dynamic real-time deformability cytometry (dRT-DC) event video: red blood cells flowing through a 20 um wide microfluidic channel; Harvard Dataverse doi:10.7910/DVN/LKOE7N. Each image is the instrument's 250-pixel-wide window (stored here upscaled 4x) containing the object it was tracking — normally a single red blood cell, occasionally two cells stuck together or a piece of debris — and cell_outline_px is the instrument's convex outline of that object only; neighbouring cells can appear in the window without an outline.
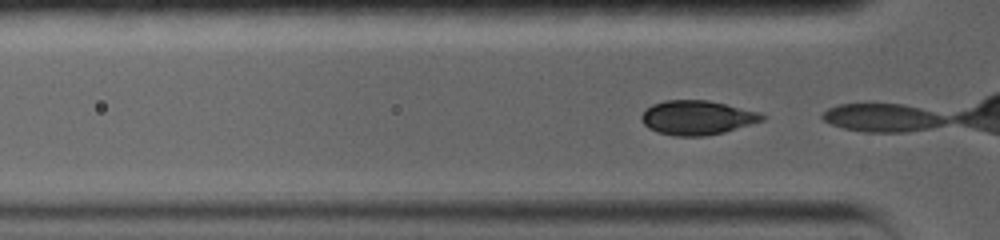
{"species": "common noctule bat (a hibernating species)", "species_latin": "Nyctalus noctula", "temperature_condition": "warm", "stored_images_in_passage": 3, "camera_frame_rate_fps": 5000, "um_per_image_px": 0.085, "animal": {"sex": "female", "body_mass_g": 19.0, "forearm_length_mm": 56.7}, "frame": {"image": 1, "passage_image": 2, "time_ms": 0.2, "image_size_px": [1000, 240], "cell_outline_px": [[768, 116], [764, 120], [724, 132], [704, 136], [676, 136], [656, 132], [648, 128], [640, 120], [640, 116], [652, 104], [664, 100], [708, 100], [760, 112]], "centroid_in_image_um": [59.25, 10.0], "position_along_channel_um": 66.5, "area_um2": 24.16}}